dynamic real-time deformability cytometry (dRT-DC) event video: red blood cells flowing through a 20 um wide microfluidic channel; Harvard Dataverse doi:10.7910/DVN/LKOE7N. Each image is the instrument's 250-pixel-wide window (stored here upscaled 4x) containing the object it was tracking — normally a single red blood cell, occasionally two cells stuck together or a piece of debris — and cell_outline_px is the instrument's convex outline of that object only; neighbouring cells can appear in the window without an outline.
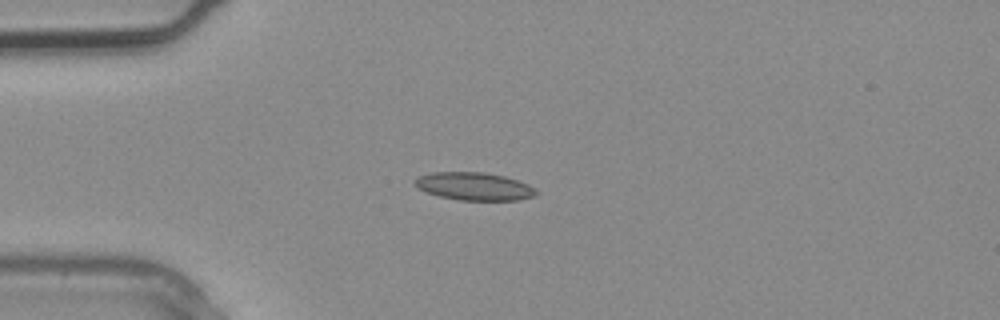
{"species": "common noctule bat (a hibernating species)", "species_latin": "Nyctalus noctula", "temperature_condition": "warm", "stored_images_in_passage": 1, "camera_frame_rate_fps": 3000, "um_per_image_px": 0.085, "animal": {"sex": "male", "body_mass_g": 20.4}, "frame": {"image": 1, "passage_image": 1, "time_ms": 0.0, "image_size_px": [1000, 320], "cell_outline_px": [[540, 192], [532, 196], [516, 200], [460, 200], [440, 196], [428, 192], [420, 188], [412, 180], [416, 176], [432, 172], [484, 172], [504, 176], [528, 184], [536, 188]], "centroid_in_image_um": [40.31, 15.83], "position_along_channel_um": 44.7, "area_um2": 19.59}}